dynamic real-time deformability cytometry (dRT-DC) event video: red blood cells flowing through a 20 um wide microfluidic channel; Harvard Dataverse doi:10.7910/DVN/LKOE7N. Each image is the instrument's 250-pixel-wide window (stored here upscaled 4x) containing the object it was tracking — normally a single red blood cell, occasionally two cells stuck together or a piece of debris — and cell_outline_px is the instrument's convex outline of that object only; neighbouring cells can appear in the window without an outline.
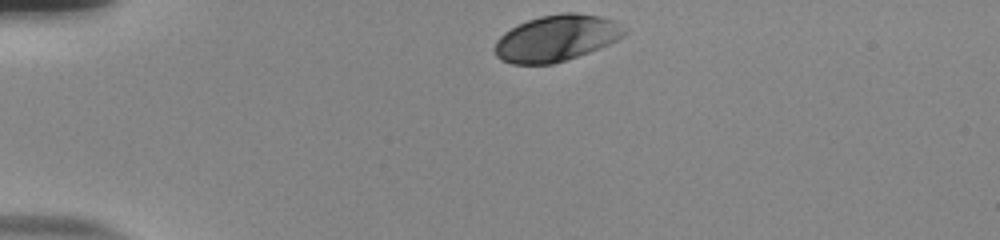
{"species": "human", "species_latin": "Homo sapiens", "temperature_condition": "room temperature", "stored_images_in_passage": 34, "camera_frame_rate_fps": 3000, "um_per_image_px": 0.085, "donor": {"sex": "male"}, "frame": {"image": 1, "passage_image": 1, "time_ms": 0.0, "image_size_px": [1000, 240], "cell_outline_px": [[628, 32], [624, 36], [600, 48], [552, 64], [512, 64], [500, 60], [496, 56], [492, 48], [496, 40], [504, 32], [528, 20], [540, 16], [564, 12], [576, 12], [600, 16], [612, 20], [628, 28]], "centroid_in_image_um": [47.29, 3.24], "position_along_channel_um": 37.7, "area_um2": 35.08}}
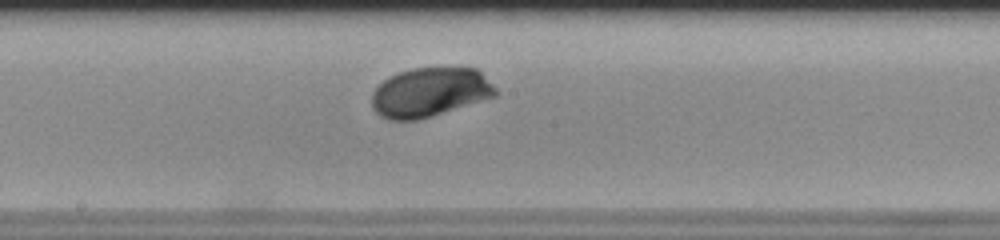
{"frame": {"image": 2, "passage_image": 19, "time_ms": 6.0, "image_size_px": [1000, 240], "cell_outline_px": [[500, 92], [496, 96], [420, 120], [388, 120], [380, 116], [372, 108], [372, 92], [388, 76], [412, 68], [456, 64], [476, 68]], "centroid_in_image_um": [36.56, 7.8], "position_along_channel_um": 211.6, "area_um2": 36.47}}
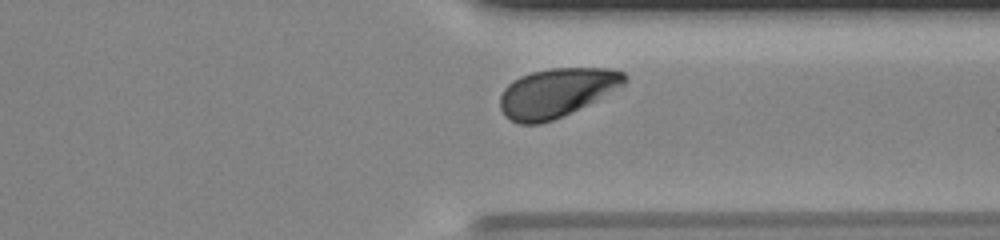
{"frame": {"image": 3, "passage_image": 31, "time_ms": 10.0, "image_size_px": [1000, 240], "cell_outline_px": [[628, 80], [624, 84], [596, 100], [588, 104], [552, 120], [540, 124], [520, 124], [504, 116], [500, 108], [500, 96], [504, 88], [512, 80], [520, 76], [532, 72], [552, 68], [608, 68], [624, 72], [628, 76]], "centroid_in_image_um": [47.29, 7.87], "position_along_channel_um": 364.1, "area_um2": 35.32}, "authors_computed_cell_mechanics": {"area_um2": 34.7667, "velocity_mm_per_s": 3.801, "shape_relaxation_time_tau1_ms": 1.0941, "shape_relaxation_time_tau2_ms": null, "deformation_change_tau1": 0.092, "deformation_change_tau2": null}}